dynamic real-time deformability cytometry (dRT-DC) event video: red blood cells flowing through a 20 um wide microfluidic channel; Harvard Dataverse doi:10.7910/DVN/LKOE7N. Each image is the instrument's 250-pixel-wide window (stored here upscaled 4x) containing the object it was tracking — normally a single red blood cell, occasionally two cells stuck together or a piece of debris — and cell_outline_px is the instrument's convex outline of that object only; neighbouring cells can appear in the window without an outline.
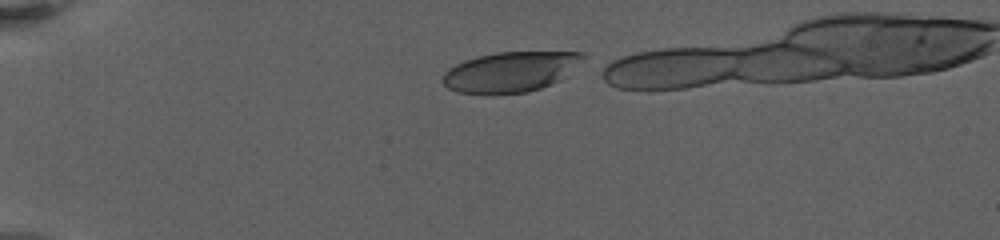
{"species": "human", "species_latin": "Homo sapiens", "temperature_condition": "warm", "stored_images_in_passage": 21, "camera_frame_rate_fps": 3000, "um_per_image_px": 0.085, "donor": {"sex": "female"}, "frame": {"image": 1, "passage_image": 4, "time_ms": 0.667, "image_size_px": [1000, 240], "cell_outline_px": [[588, 56], [560, 80], [540, 88], [528, 92], [456, 92], [448, 88], [444, 84], [444, 72], [448, 68], [464, 60], [496, 52], [584, 52]], "centroid_in_image_um": [43.43, 6.07], "position_along_channel_um": 41.6, "area_um2": 32.25}}
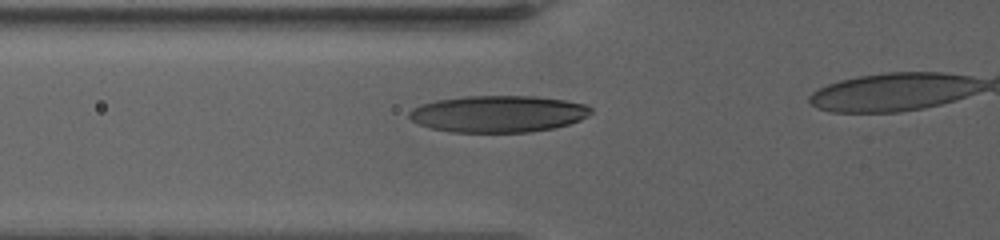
{"frame": {"image": 2, "passage_image": 17, "time_ms": 3.667, "image_size_px": [1000, 240], "cell_outline_px": [[592, 112], [580, 120], [568, 124], [552, 128], [528, 132], [452, 132], [432, 128], [420, 124], [412, 120], [408, 116], [408, 112], [412, 108], [420, 104], [436, 100], [464, 96], [536, 96], [564, 100], [588, 104], [592, 108]], "centroid_in_image_um": [42.34, 9.67], "position_along_channel_um": 83.5, "area_um2": 38.96}}